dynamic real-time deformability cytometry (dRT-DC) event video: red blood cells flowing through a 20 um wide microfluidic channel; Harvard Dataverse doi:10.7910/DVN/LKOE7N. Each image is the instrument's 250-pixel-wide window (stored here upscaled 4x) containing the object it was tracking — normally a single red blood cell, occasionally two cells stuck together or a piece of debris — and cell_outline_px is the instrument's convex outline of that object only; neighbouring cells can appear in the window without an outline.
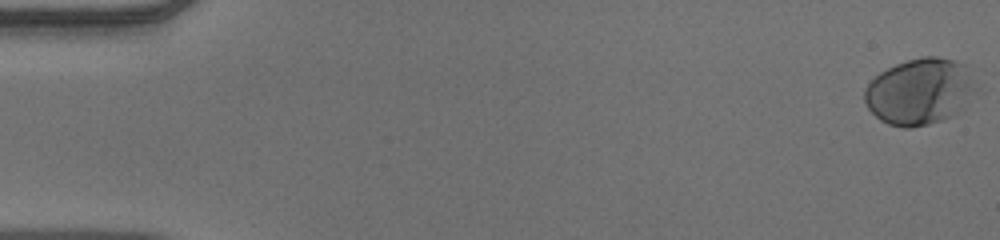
{"species": "human", "species_latin": "Homo sapiens", "temperature_condition": "warm", "stored_images_in_passage": 54, "camera_frame_rate_fps": 3000, "um_per_image_px": 0.085, "donor": {"sex": "male"}, "frame": {"image": 1, "passage_image": 1, "time_ms": 0.0, "image_size_px": [1000, 240], "cell_outline_px": [[968, 88], [948, 116], [940, 120], [928, 124], [912, 128], [904, 128], [888, 124], [880, 120], [868, 108], [864, 100], [864, 88], [880, 72], [896, 64], [908, 60], [924, 56], [936, 56], [952, 60], [964, 64], [968, 84]], "centroid_in_image_um": [77.92, 7.77], "position_along_channel_um": 7.1, "area_um2": 40.34}}
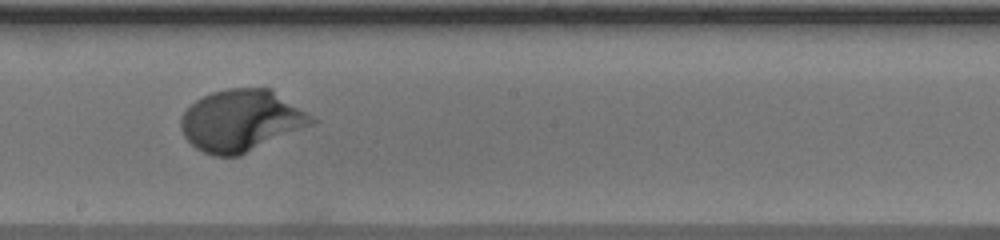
{"frame": {"image": 2, "passage_image": 31, "time_ms": 10.0, "image_size_px": [1000, 240], "cell_outline_px": [[320, 120], [316, 124], [240, 156], [212, 156], [196, 148], [184, 136], [180, 128], [180, 120], [184, 112], [196, 100], [212, 92], [228, 88], [272, 88]], "centroid_in_image_um": [20.57, 10.25], "position_along_channel_um": 227.6, "area_um2": 47.57}}
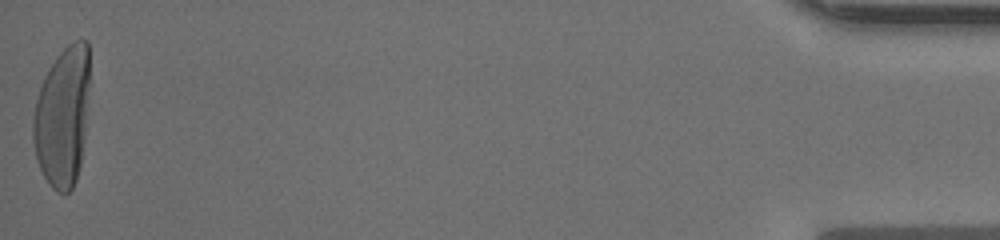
{"frame": {"image": 3, "passage_image": 54, "time_ms": 17.667, "image_size_px": [1000, 240], "cell_outline_px": [[88, 84], [84, 140], [80, 164], [76, 180], [72, 188], [68, 192], [56, 192], [52, 188], [44, 176], [36, 160], [32, 140], [32, 120], [36, 100], [44, 76], [48, 68], [56, 56], [68, 44], [76, 40], [88, 40]], "centroid_in_image_um": [5.28, 9.92], "position_along_channel_um": 429.9, "area_um2": 45.95}, "authors_computed_cell_mechanics": {"area_um2": 43.4945, "velocity_mm_per_s": 3.8717, "shape_relaxation_time_tau1_ms": 3.6218, "shape_relaxation_time_tau2_ms": null, "deformation_change_tau1": 0.2354, "deformation_change_tau2": null}}